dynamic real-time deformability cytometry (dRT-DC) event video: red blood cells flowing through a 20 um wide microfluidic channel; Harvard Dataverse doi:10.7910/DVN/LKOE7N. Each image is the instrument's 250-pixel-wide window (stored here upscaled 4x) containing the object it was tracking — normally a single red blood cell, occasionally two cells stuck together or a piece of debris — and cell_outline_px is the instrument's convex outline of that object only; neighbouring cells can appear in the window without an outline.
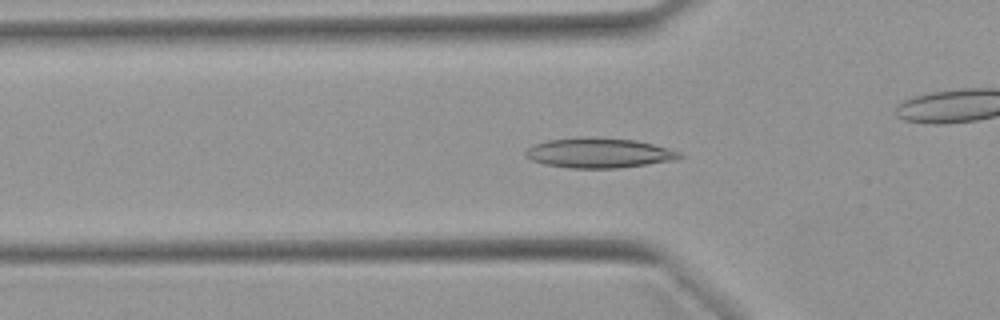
{"species": "Egyptian fruit bat (a non-hibernating species)", "species_latin": "Rousettus aegyptiacus", "temperature_condition": "warm", "stored_images_in_passage": 50, "camera_frame_rate_fps": 3000, "um_per_image_px": 0.085, "animal": {"sex": "female"}, "frame": {"image": 1, "passage_image": 14, "time_ms": 4.333, "image_size_px": [1000, 320], "cell_outline_px": [[684, 156], [676, 160], [620, 168], [568, 168], [544, 164], [532, 160], [524, 156], [524, 152], [532, 144], [548, 140], [580, 136], [588, 136], [636, 140], [668, 148], [680, 152]], "centroid_in_image_um": [50.89, 12.99], "position_along_channel_um": 74.9, "area_um2": 27.22}}
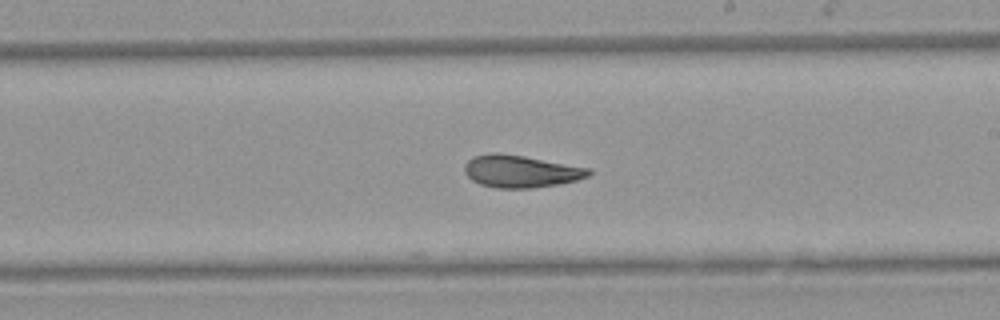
{"frame": {"image": 2, "passage_image": 27, "time_ms": 8.667, "image_size_px": [1000, 320], "cell_outline_px": [[592, 172], [588, 176], [576, 180], [560, 184], [532, 188], [496, 188], [480, 184], [472, 180], [464, 172], [464, 164], [472, 156], [488, 152], [496, 152], [524, 156], [592, 168]], "centroid_in_image_um": [44.25, 14.55], "position_along_channel_um": 244.8, "area_um2": 23.64}}
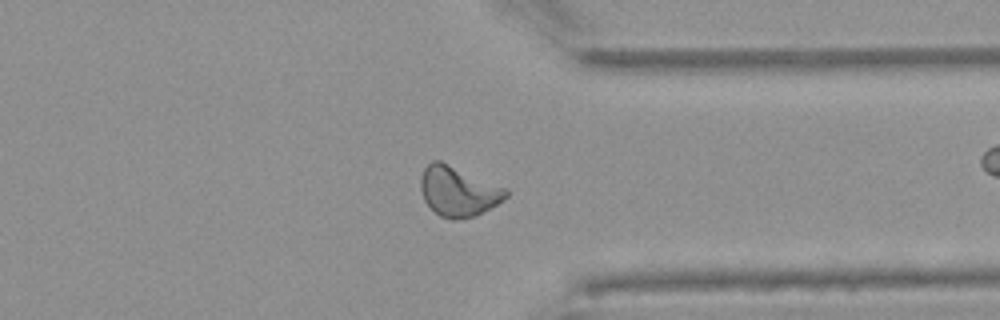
{"frame": {"image": 3, "passage_image": 37, "time_ms": 12.0, "image_size_px": [1000, 320], "cell_outline_px": [[508, 196], [496, 204], [476, 216], [452, 220], [440, 216], [424, 200], [420, 188], [420, 176], [424, 168], [432, 160], [440, 160], [508, 188]], "centroid_in_image_um": [38.95, 16.24], "position_along_channel_um": 372.5, "area_um2": 24.85}}